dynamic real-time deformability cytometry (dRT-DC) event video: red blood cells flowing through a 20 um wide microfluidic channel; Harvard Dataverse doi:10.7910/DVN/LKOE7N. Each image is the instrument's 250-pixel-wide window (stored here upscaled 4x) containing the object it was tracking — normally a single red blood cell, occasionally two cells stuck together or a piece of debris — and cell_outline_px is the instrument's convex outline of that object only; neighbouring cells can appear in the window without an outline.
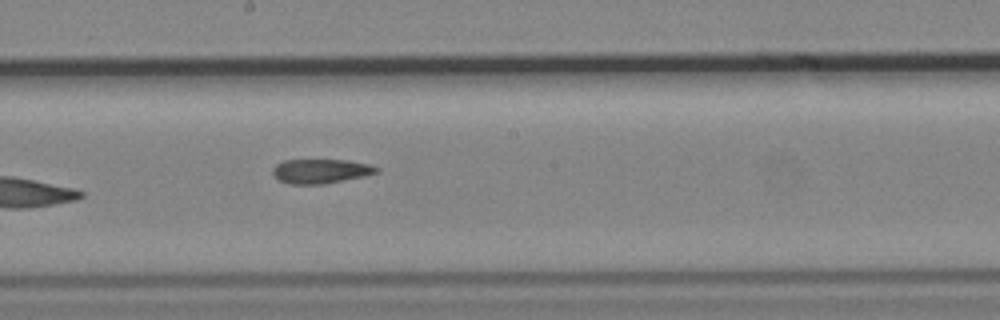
{"species": "common noctule bat (a hibernating species)", "species_latin": "Nyctalus noctula", "temperature_condition": "cold", "stored_images_in_passage": 10, "camera_frame_rate_fps": 3000, "um_per_image_px": 0.085, "animal": {"sex": "male", "body_mass_g": 19.2, "forearm_length_mm": 51.8}, "frame": {"image": 1, "passage_image": 10, "time_ms": 10.667, "image_size_px": [1000, 320], "cell_outline_px": [[380, 172], [364, 176], [324, 184], [288, 184], [280, 180], [272, 172], [272, 168], [276, 164], [284, 160], [348, 160], [368, 164], [380, 168]], "centroid_in_image_um": [27.28, 14.54], "position_along_channel_um": 220.9, "area_um2": 14.74}}